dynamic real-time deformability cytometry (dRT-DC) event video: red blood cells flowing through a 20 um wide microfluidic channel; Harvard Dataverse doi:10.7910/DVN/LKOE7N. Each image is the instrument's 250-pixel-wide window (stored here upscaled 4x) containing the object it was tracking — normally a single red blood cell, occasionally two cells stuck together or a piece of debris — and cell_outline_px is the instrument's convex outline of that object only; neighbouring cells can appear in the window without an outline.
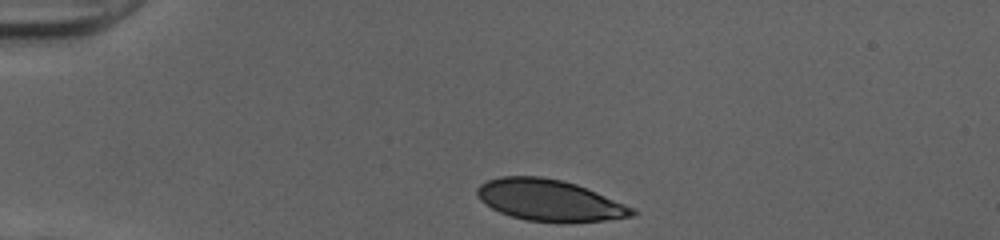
{"species": "human", "species_latin": "Homo sapiens", "temperature_condition": "cold", "stored_images_in_passage": 32, "camera_frame_rate_fps": 3000, "um_per_image_px": 0.085, "donor": {"sex": "female"}, "frame": {"image": 1, "passage_image": 1, "time_ms": 0.0, "image_size_px": [1000, 240], "cell_outline_px": [[640, 212], [632, 216], [604, 220], [524, 220], [500, 212], [484, 204], [476, 196], [476, 188], [480, 184], [488, 180], [500, 176], [540, 176], [564, 180], [576, 184], [636, 208]], "centroid_in_image_um": [46.67, 16.98], "position_along_channel_um": 38.3, "area_um2": 36.82}}
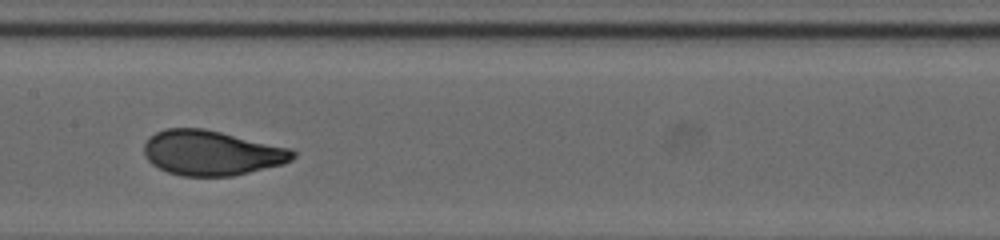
{"frame": {"image": 2, "passage_image": 16, "time_ms": 5.0, "image_size_px": [1000, 240], "cell_outline_px": [[296, 156], [292, 160], [284, 164], [232, 176], [180, 176], [168, 172], [152, 164], [148, 160], [144, 152], [144, 144], [148, 136], [164, 128], [204, 128], [292, 148], [296, 152]], "centroid_in_image_um": [18.0, 12.99], "position_along_channel_um": 189.4, "area_um2": 39.25}}
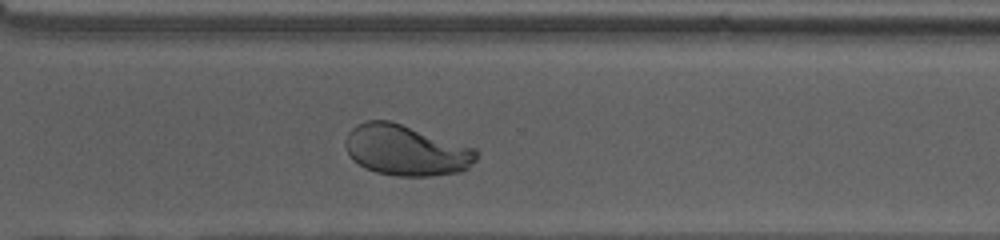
{"frame": {"image": 3, "passage_image": 27, "time_ms": 8.667, "image_size_px": [1000, 240], "cell_outline_px": [[476, 160], [468, 168], [460, 172], [432, 176], [396, 176], [376, 172], [364, 168], [352, 160], [344, 144], [344, 140], [348, 132], [356, 124], [368, 120], [388, 120], [476, 148]], "centroid_in_image_um": [34.48, 12.78], "position_along_channel_um": 336.1, "area_um2": 38.73}, "authors_computed_cell_mechanics": {"area_um2": 38.8127, "velocity_mm_per_s": 4.0147, "shape_relaxation_time_tau1_ms": 4.0726, "shape_relaxation_time_tau2_ms": null, "deformation_change_tau1": 0.184, "deformation_change_tau2": null}}